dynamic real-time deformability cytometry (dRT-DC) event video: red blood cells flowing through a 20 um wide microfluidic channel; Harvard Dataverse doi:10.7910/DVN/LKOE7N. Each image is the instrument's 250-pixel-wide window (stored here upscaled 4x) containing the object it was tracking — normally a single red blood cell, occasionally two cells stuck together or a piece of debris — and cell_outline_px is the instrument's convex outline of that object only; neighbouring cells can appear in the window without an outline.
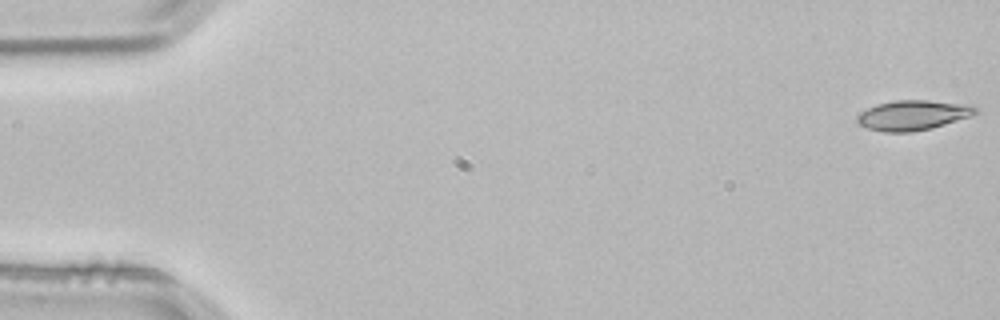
{"species": "common noctule bat (a hibernating species)", "species_latin": "Nyctalus noctula", "temperature_condition": "room temperature", "stored_images_in_passage": 4, "segment_of_instrument_passage": [1, 2], "camera_frame_rate_fps": 3000, "um_per_image_px": 0.085, "animal": {"sex": "male", "body_mass_g": 21.5, "forearm_length_mm": 52.0}, "frame": {"image": 1, "passage_image": 1, "time_ms": 0.0, "image_size_px": [1000, 320], "cell_outline_px": [[980, 112], [932, 128], [912, 132], [884, 132], [868, 128], [856, 124], [856, 116], [860, 112], [876, 104], [896, 100], [928, 100], [964, 104], [980, 108]], "centroid_in_image_um": [77.55, 9.79], "position_along_channel_um": 7.4, "area_um2": 20.63}}
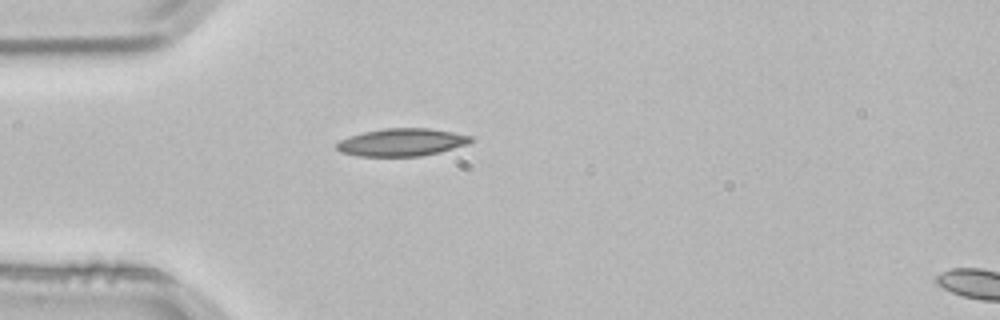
{"frame": {"image": 2, "passage_image": 3, "time_ms": 0.667, "image_size_px": [1000, 320], "cell_outline_px": [[472, 140], [468, 144], [440, 152], [420, 156], [356, 156], [340, 152], [336, 148], [336, 144], [340, 140], [348, 136], [364, 132], [384, 128], [428, 128], [452, 132], [472, 136]], "centroid_in_image_um": [34.12, 12.09], "position_along_channel_um": 50.9, "area_um2": 21.62}}